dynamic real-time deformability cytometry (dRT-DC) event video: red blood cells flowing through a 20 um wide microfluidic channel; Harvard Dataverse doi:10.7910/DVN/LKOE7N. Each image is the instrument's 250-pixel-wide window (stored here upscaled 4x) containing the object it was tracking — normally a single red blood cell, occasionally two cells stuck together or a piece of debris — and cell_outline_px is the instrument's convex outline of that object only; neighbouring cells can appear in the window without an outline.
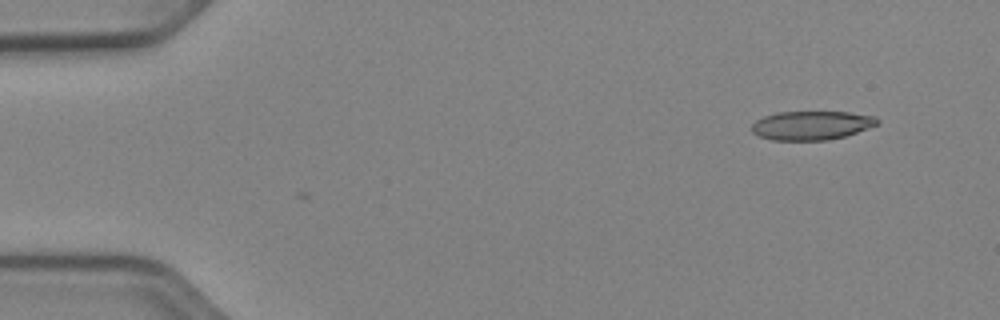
{"species": "Egyptian fruit bat (a non-hibernating species)", "species_latin": "Rousettus aegyptiacus", "temperature_condition": "cold", "stored_images_in_passage": 48, "camera_frame_rate_fps": 3000, "um_per_image_px": 0.085, "animal": {"sex": "female"}, "frame": {"image": 1, "passage_image": 1, "time_ms": 0.0, "image_size_px": [1000, 320], "cell_outline_px": [[880, 124], [844, 136], [828, 140], [772, 140], [760, 136], [752, 132], [752, 124], [756, 120], [764, 116], [776, 112], [848, 112], [876, 116], [880, 120]], "centroid_in_image_um": [69.0, 10.65], "position_along_channel_um": 16.0, "area_um2": 21.15}}
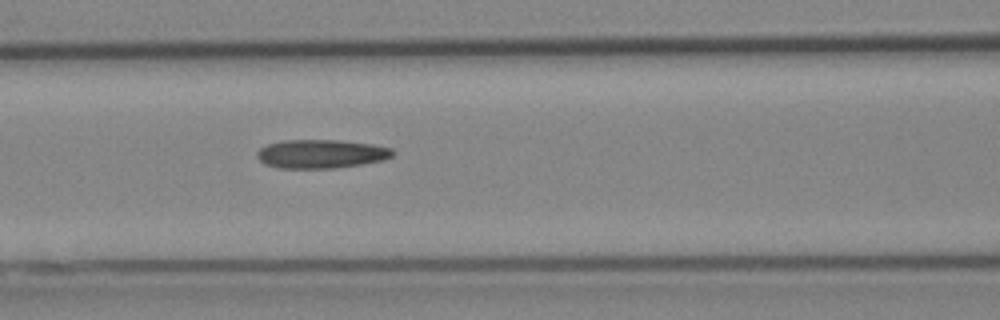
{"frame": {"image": 2, "passage_image": 19, "time_ms": 6.0, "image_size_px": [1000, 320], "cell_outline_px": [[396, 152], [392, 156], [384, 160], [360, 164], [332, 168], [276, 168], [264, 164], [256, 156], [256, 152], [260, 148], [268, 144], [284, 140], [340, 140], [372, 144], [392, 148]], "centroid_in_image_um": [27.28, 13.08], "position_along_channel_um": 139.3, "area_um2": 22.77}}
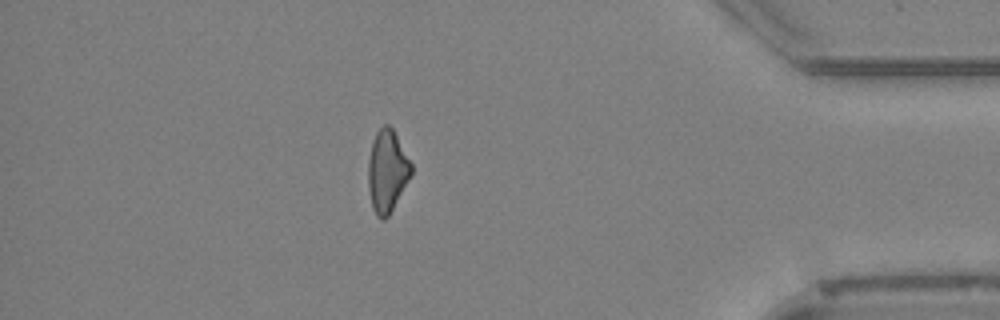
{"frame": {"image": 3, "passage_image": 42, "time_ms": 13.667, "image_size_px": [1000, 320], "cell_outline_px": [[412, 176], [388, 216], [384, 220], [380, 220], [376, 216], [372, 208], [368, 188], [368, 160], [372, 140], [376, 132], [384, 124], [388, 124], [392, 128], [412, 164]], "centroid_in_image_um": [32.9, 14.56], "position_along_channel_um": 402.3, "area_um2": 20.81}, "authors_computed_cell_mechanics": {"area_um2": 21.8195, "velocity_mm_per_s": 3.9227, "shape_relaxation_time_tau1_ms": null, "shape_relaxation_time_tau2_ms": 7.8472, "deformation_change_tau1": null, "deformation_change_tau2": 0.2278}}